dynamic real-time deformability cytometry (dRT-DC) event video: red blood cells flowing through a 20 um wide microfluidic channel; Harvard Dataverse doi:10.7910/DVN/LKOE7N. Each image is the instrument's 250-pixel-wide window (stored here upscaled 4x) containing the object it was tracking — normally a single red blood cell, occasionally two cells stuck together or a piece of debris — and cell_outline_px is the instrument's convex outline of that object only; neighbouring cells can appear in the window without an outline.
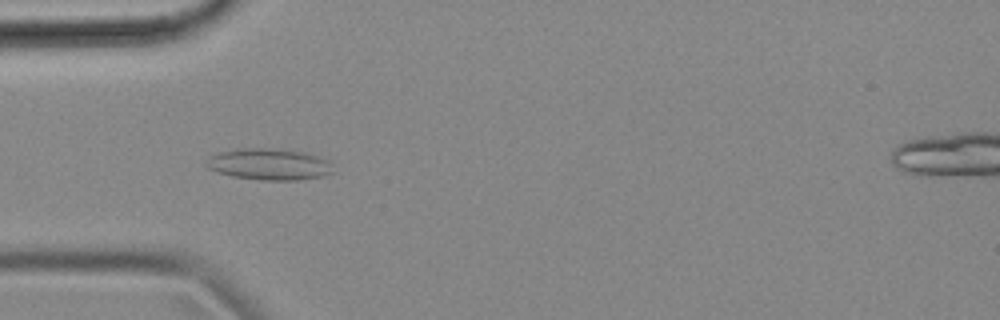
{"species": "common noctule bat (a hibernating species)", "species_latin": "Nyctalus noctula", "temperature_condition": "cold", "stored_images_in_passage": 54, "camera_frame_rate_fps": 3000, "um_per_image_px": 0.085, "animal": {"sex": "female", "body_mass_g": 18.4}, "frame": {"image": 1, "passage_image": 16, "time_ms": 5.0, "image_size_px": [1000, 320], "cell_outline_px": [[332, 172], [324, 176], [300, 180], [260, 180], [232, 176], [216, 172], [208, 168], [208, 164], [212, 156], [220, 152], [236, 148], [260, 148], [304, 152], [324, 160], [328, 164]], "centroid_in_image_um": [22.83, 13.98], "position_along_channel_um": 62.2, "area_um2": 22.6}}
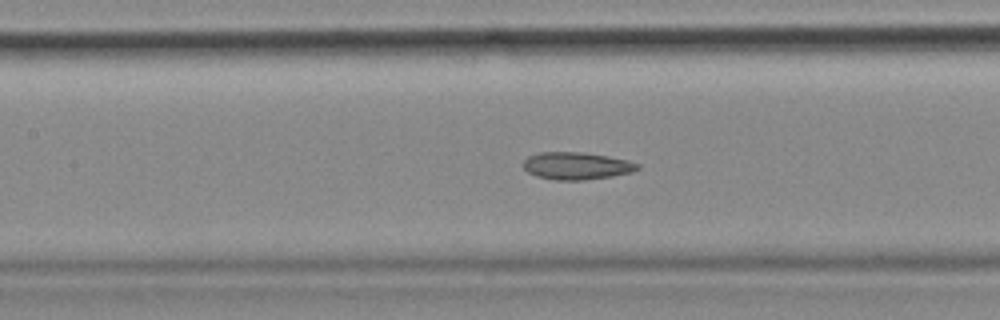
{"frame": {"image": 2, "passage_image": 24, "time_ms": 7.667, "image_size_px": [1000, 320], "cell_outline_px": [[640, 168], [632, 172], [612, 176], [584, 180], [556, 180], [536, 176], [528, 172], [524, 168], [524, 160], [528, 156], [540, 152], [584, 152], [608, 156], [628, 160], [640, 164]], "centroid_in_image_um": [49.02, 14.09], "position_along_channel_um": 158.4, "area_um2": 18.26}}
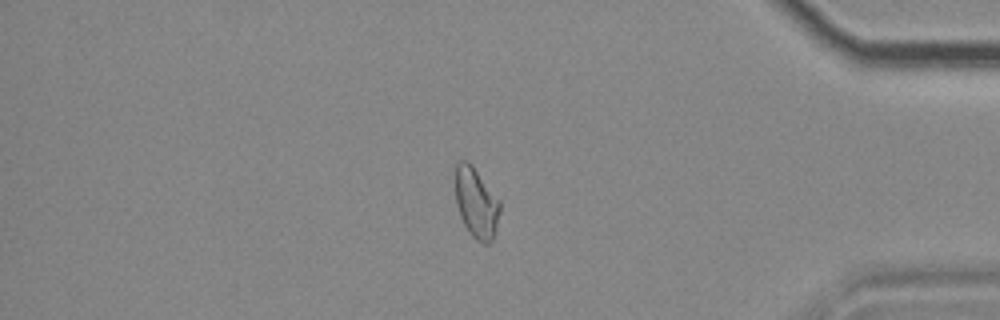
{"frame": {"image": 3, "passage_image": 46, "time_ms": 15.0, "image_size_px": [1000, 320], "cell_outline_px": [[500, 212], [496, 232], [492, 240], [488, 244], [484, 244], [476, 240], [468, 232], [460, 216], [456, 204], [456, 164], [460, 160], [468, 160], [472, 164], [500, 200]], "centroid_in_image_um": [40.5, 17.26], "position_along_channel_um": 394.7, "area_um2": 18.5}, "authors_computed_cell_mechanics": {"area_um2": 18.8139, "velocity_mm_per_s": 3.6504, "shape_relaxation_time_tau1_ms": null, "shape_relaxation_time_tau2_ms": 5.5296, "deformation_change_tau1": null, "deformation_change_tau2": 0.1314}}